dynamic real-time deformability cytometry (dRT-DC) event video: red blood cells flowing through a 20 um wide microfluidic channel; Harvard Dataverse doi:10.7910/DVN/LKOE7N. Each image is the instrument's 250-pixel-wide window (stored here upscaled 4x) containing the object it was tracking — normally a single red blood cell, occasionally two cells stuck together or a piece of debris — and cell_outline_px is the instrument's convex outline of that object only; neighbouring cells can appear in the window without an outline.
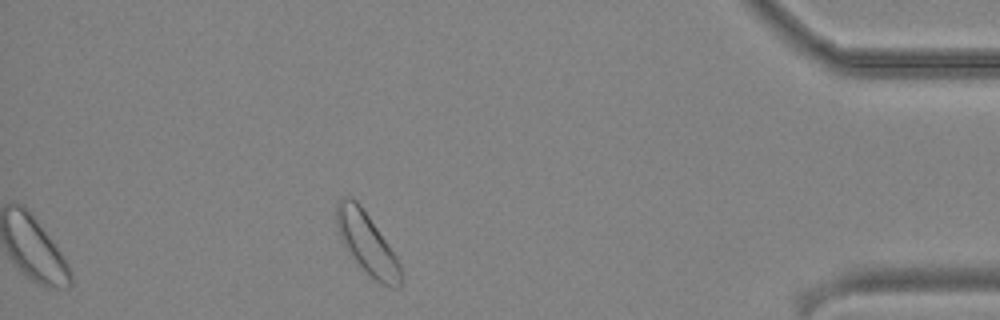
{"species": "common noctule bat (a hibernating species)", "species_latin": "Nyctalus noctula", "temperature_condition": "cold", "stored_images_in_passage": 38, "segment_of_instrument_passage": [2, 2], "camera_frame_rate_fps": 3000, "um_per_image_px": 0.085, "animal": {"sex": "male", "body_mass_g": 19.2, "forearm_length_mm": 51.8}, "frame": {"image": 1, "passage_image": 38, "time_ms": 12.333, "image_size_px": [1000, 320], "cell_outline_px": [[400, 288], [392, 288], [376, 280], [356, 260], [344, 244], [340, 236], [336, 224], [336, 204], [340, 196], [352, 196], [360, 204], [396, 256], [400, 264]], "centroid_in_image_um": [31.16, 20.6], "position_along_channel_um": 404.0, "area_um2": 22.25}}